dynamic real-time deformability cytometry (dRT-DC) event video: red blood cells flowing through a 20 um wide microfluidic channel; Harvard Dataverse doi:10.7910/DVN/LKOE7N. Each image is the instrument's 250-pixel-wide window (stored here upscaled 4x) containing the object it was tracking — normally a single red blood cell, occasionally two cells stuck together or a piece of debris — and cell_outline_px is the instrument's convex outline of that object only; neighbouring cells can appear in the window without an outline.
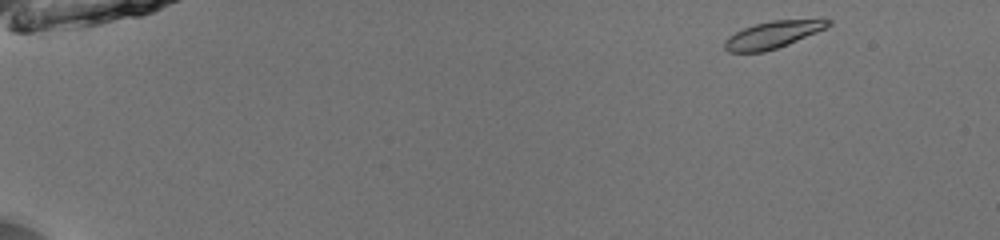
{"species": "common noctule bat (a hibernating species)", "species_latin": "Nyctalus noctula", "temperature_condition": "room temperature", "stored_images_in_passage": 48, "camera_frame_rate_fps": 3000, "um_per_image_px": 0.085, "animal": {"sex": "male", "body_mass_g": 13.0, "forearm_length_mm": 53.1}, "frame": {"image": 1, "passage_image": 1, "time_ms": 0.0, "image_size_px": [1000, 240], "cell_outline_px": [[832, 24], [828, 28], [788, 44], [764, 52], [728, 52], [724, 48], [724, 40], [728, 36], [744, 28], [756, 24], [772, 20], [832, 20]], "centroid_in_image_um": [65.68, 2.96], "position_along_channel_um": 19.3, "area_um2": 16.18}}
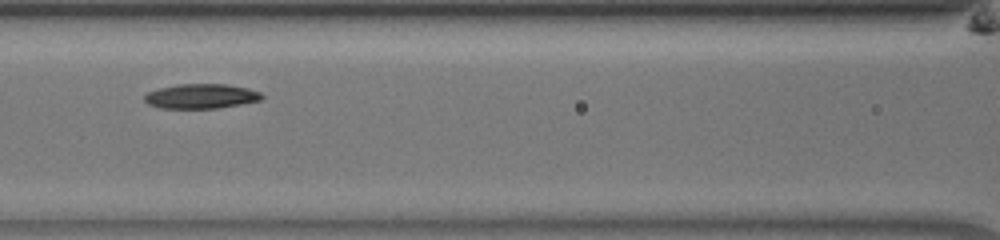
{"frame": {"image": 2, "passage_image": 21, "time_ms": 6.667, "image_size_px": [1000, 240], "cell_outline_px": [[264, 96], [260, 100], [240, 104], [216, 108], [160, 108], [148, 104], [144, 100], [144, 96], [148, 92], [160, 88], [176, 84], [228, 84], [248, 88], [260, 92]], "centroid_in_image_um": [17.09, 8.17], "position_along_channel_um": 149.5, "area_um2": 16.82}}
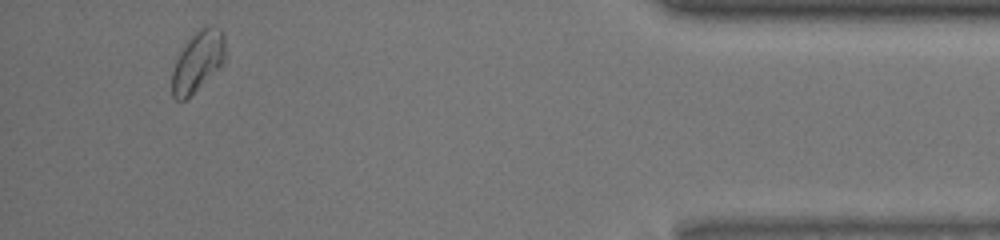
{"frame": {"image": 3, "passage_image": 45, "time_ms": 14.667, "image_size_px": [1000, 240], "cell_outline_px": [[224, 60], [184, 100], [176, 100], [172, 96], [172, 72], [176, 60], [180, 52], [188, 40], [196, 32], [204, 28], [220, 28], [224, 32]], "centroid_in_image_um": [16.77, 5.21], "position_along_channel_um": 418.4, "area_um2": 17.63}, "authors_computed_cell_mechanics": {"area_um2": 16.9065, "velocity_mm_per_s": 3.9562, "shape_relaxation_time_tau1_ms": 2.5987, "shape_relaxation_time_tau2_ms": null, "deformation_change_tau1": 0.1178, "deformation_change_tau2": null}}